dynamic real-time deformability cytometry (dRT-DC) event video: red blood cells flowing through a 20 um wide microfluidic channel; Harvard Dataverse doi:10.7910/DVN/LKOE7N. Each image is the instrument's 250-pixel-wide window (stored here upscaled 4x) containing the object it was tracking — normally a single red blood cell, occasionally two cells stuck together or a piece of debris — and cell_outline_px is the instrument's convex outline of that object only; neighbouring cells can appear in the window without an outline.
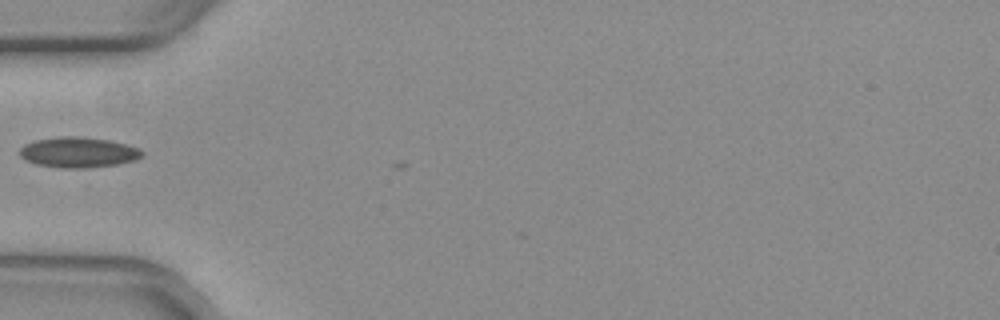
{"species": "common noctule bat (a hibernating species)", "species_latin": "Nyctalus noctula", "temperature_condition": "warm", "stored_images_in_passage": 6, "camera_frame_rate_fps": 3000, "um_per_image_px": 0.085, "animal": {"sex": "female", "body_mass_g": 29.2, "forearm_length_mm": 56.3}, "frame": {"image": 1, "passage_image": 1, "time_ms": 0.0, "image_size_px": [1000, 320], "cell_outline_px": [[140, 156], [128, 160], [108, 164], [44, 164], [32, 160], [24, 156], [20, 152], [28, 144], [40, 140], [100, 140], [120, 144], [132, 148], [140, 152]], "centroid_in_image_um": [6.65, 12.93], "position_along_channel_um": 78.3, "area_um2": 17.17}}